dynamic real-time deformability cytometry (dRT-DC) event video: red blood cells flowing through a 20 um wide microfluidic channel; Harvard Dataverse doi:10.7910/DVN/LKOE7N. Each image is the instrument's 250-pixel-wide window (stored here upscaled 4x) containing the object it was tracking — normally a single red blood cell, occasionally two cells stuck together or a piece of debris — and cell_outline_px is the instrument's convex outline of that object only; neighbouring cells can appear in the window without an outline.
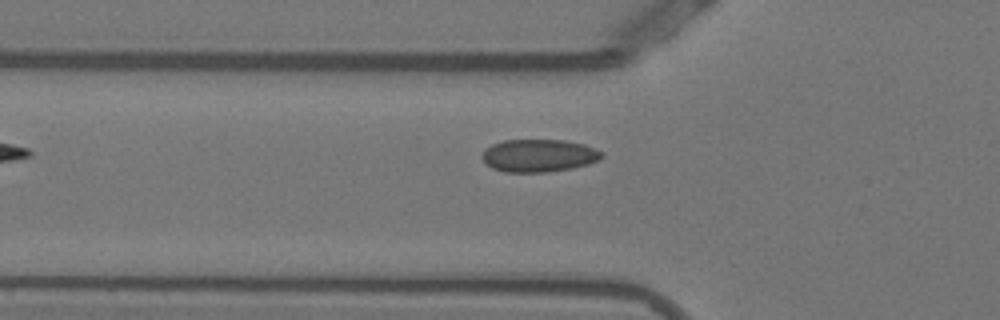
{"species": "Egyptian fruit bat (a non-hibernating species)", "species_latin": "Rousettus aegyptiacus", "temperature_condition": "warm", "stored_images_in_passage": 39, "segment_of_instrument_passage": [1, 2], "camera_frame_rate_fps": 3000, "um_per_image_px": 0.085, "animal": {"sex": "female"}, "frame": {"image": 1, "passage_image": 3, "time_ms": 0.667, "image_size_px": [1000, 320], "cell_outline_px": [[604, 156], [600, 160], [588, 164], [572, 168], [548, 172], [504, 172], [492, 168], [480, 156], [492, 144], [504, 140], [564, 140], [584, 144], [600, 152]], "centroid_in_image_um": [45.8, 13.23], "position_along_channel_um": 80.0, "area_um2": 22.66}}
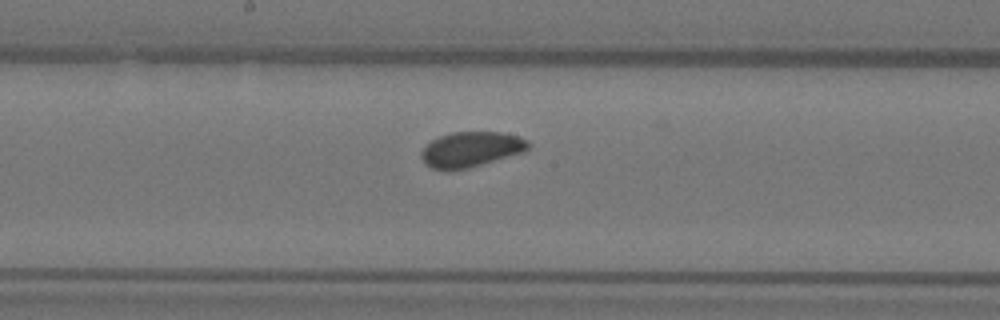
{"frame": {"image": 2, "passage_image": 13, "time_ms": 4.0, "image_size_px": [1000, 320], "cell_outline_px": [[528, 148], [524, 152], [468, 168], [448, 172], [444, 172], [432, 168], [424, 164], [420, 156], [420, 152], [432, 140], [440, 136], [452, 132], [500, 132], [520, 136], [528, 140]], "centroid_in_image_um": [40.0, 12.72], "position_along_channel_um": 208.2, "area_um2": 22.2}}
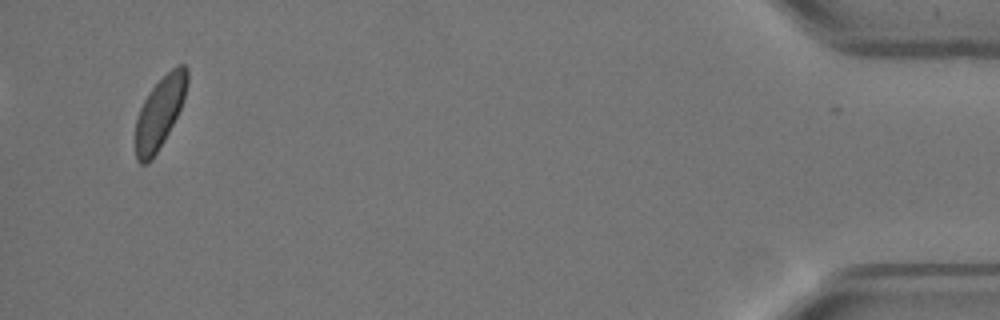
{"frame": {"image": 3, "passage_image": 36, "time_ms": 11.667, "image_size_px": [1000, 320], "cell_outline_px": [[188, 84], [180, 108], [164, 140], [148, 164], [140, 164], [136, 160], [136, 120], [140, 108], [148, 92], [176, 64], [184, 64], [188, 68]], "centroid_in_image_um": [13.58, 9.54], "position_along_channel_um": 421.6, "area_um2": 21.15}}